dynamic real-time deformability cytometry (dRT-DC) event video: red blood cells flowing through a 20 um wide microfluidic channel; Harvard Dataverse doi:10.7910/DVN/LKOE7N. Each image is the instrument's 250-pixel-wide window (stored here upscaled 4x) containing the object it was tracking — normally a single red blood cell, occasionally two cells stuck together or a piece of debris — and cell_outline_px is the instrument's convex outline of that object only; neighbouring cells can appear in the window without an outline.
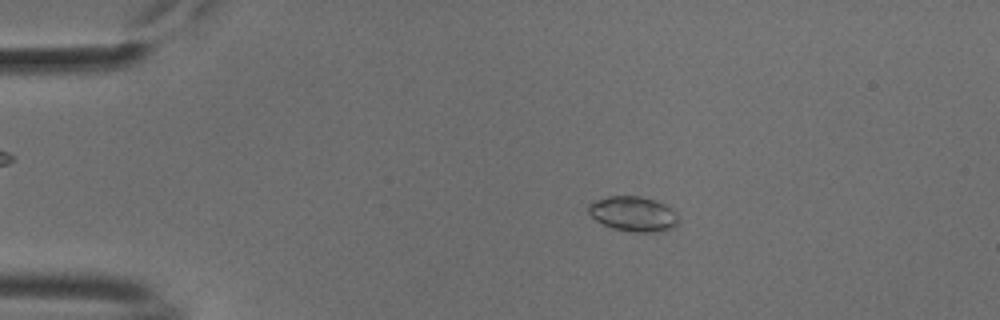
{"species": "common noctule bat (a hibernating species)", "species_latin": "Nyctalus noctula", "temperature_condition": "cold", "stored_images_in_passage": 53, "camera_frame_rate_fps": 3000, "um_per_image_px": 0.085, "animal": {"sex": "male", "body_mass_g": 18.8}, "frame": {"image": 1, "passage_image": 10, "time_ms": 3.0, "image_size_px": [1000, 320], "cell_outline_px": [[680, 220], [676, 228], [660, 232], [636, 232], [612, 228], [596, 220], [588, 212], [588, 204], [596, 200], [608, 196], [640, 196], [664, 204], [672, 208], [676, 212]], "centroid_in_image_um": [53.88, 18.19], "position_along_channel_um": 31.1, "area_um2": 18.5}}
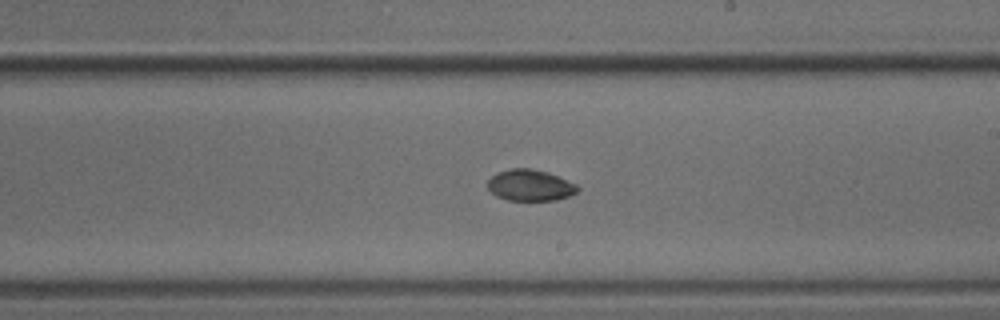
{"frame": {"image": 2, "passage_image": 31, "time_ms": 10.0, "image_size_px": [1000, 320], "cell_outline_px": [[580, 188], [576, 192], [568, 196], [556, 200], [508, 200], [496, 196], [488, 188], [488, 180], [496, 172], [512, 168], [532, 168], [548, 172], [576, 184]], "centroid_in_image_um": [45.05, 15.74], "position_along_channel_um": 244.0, "area_um2": 16.36}}
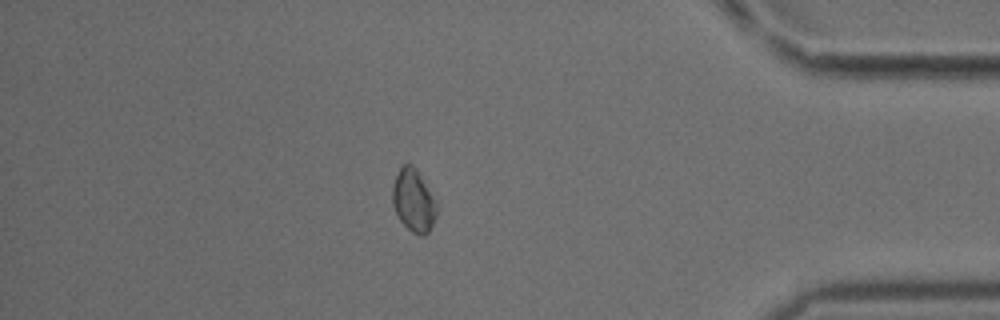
{"frame": {"image": 3, "passage_image": 46, "time_ms": 15.0, "image_size_px": [1000, 320], "cell_outline_px": [[436, 216], [428, 232], [424, 236], [420, 236], [412, 232], [400, 220], [392, 204], [392, 188], [396, 176], [400, 168], [404, 164], [412, 164], [420, 172], [436, 208]], "centroid_in_image_um": [35.12, 17.05], "position_along_channel_um": 400.1, "area_um2": 15.72}, "authors_computed_cell_mechanics": {"area_um2": 16.762, "velocity_mm_per_s": 3.7857, "shape_relaxation_time_tau1_ms": 5.1862, "shape_relaxation_time_tau2_ms": null, "deformation_change_tau1": 0.0993, "deformation_change_tau2": null}}